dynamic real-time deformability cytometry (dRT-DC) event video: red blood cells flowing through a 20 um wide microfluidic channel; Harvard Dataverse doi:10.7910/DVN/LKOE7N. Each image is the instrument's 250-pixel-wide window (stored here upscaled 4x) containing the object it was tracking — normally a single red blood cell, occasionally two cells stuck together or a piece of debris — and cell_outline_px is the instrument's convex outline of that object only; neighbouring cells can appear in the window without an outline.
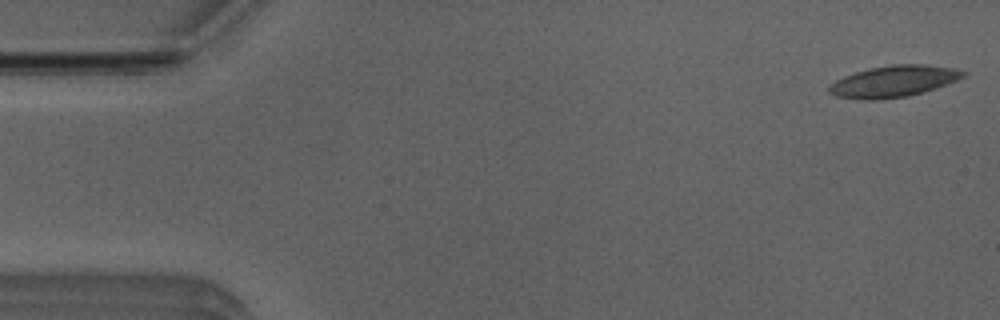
{"species": "Egyptian fruit bat (a non-hibernating species)", "species_latin": "Rousettus aegyptiacus", "temperature_condition": "room temperature", "stored_images_in_passage": 51, "camera_frame_rate_fps": 3000, "um_per_image_px": 0.085, "animal": {"sex": "male"}, "frame": {"image": 1, "passage_image": 1, "time_ms": 0.0, "image_size_px": [1000, 320], "cell_outline_px": [[964, 76], [956, 80], [936, 88], [924, 92], [908, 96], [876, 100], [864, 100], [836, 96], [828, 92], [828, 88], [836, 80], [844, 76], [856, 72], [872, 68], [892, 64], [920, 64], [956, 68], [964, 72]], "centroid_in_image_um": [75.95, 6.92], "position_along_channel_um": 9.1, "area_um2": 24.33}}
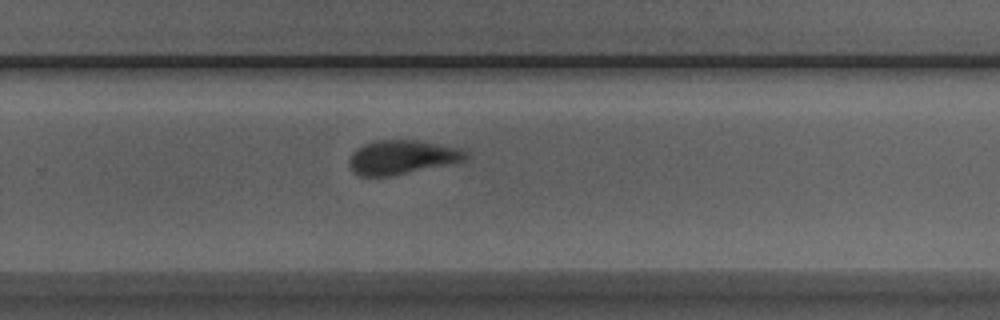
{"frame": {"image": 2, "passage_image": 33, "time_ms": 10.667, "image_size_px": [1000, 320], "cell_outline_px": [[468, 160], [392, 176], [360, 176], [352, 168], [348, 160], [352, 152], [356, 148], [372, 140], [420, 140], [464, 148], [468, 152]], "centroid_in_image_um": [34.23, 13.34], "position_along_channel_um": 295.6, "area_um2": 23.47}}
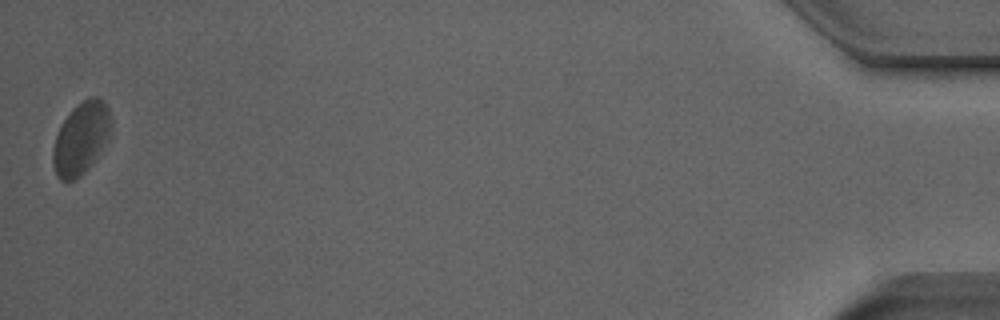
{"frame": {"image": 3, "passage_image": 51, "time_ms": 16.667, "image_size_px": [1000, 320], "cell_outline_px": [[112, 124], [92, 164], [76, 180], [60, 180], [56, 176], [52, 164], [52, 148], [56, 136], [64, 120], [72, 108], [88, 96], [96, 96], [104, 100], [108, 108]], "centroid_in_image_um": [6.84, 11.74], "position_along_channel_um": 428.4, "area_um2": 24.1}, "authors_computed_cell_mechanics": {"area_um2": 23.2356, "velocity_mm_per_s": 3.9003, "shape_relaxation_time_tau1_ms": 5.0952, "shape_relaxation_time_tau2_ms": 2.1037, "deformation_change_tau1": 0.1592, "deformation_change_tau2": 0.0995}}